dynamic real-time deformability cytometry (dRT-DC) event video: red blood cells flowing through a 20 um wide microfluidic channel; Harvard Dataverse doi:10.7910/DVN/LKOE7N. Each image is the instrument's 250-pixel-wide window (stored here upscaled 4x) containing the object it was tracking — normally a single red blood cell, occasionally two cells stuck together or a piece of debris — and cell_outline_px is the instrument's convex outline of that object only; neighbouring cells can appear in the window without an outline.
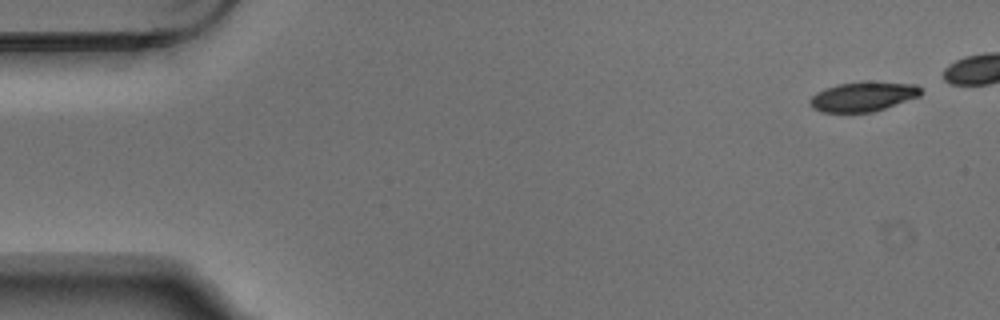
{"species": "Egyptian fruit bat (a non-hibernating species)", "species_latin": "Rousettus aegyptiacus", "temperature_condition": "warm", "stored_images_in_passage": 3, "camera_frame_rate_fps": 3000, "um_per_image_px": 0.085, "animal": {"sex": "male"}, "frame": {"image": 1, "passage_image": 1, "time_ms": 0.0, "image_size_px": [1000, 320], "cell_outline_px": [[924, 92], [920, 96], [872, 112], [820, 112], [812, 108], [808, 100], [816, 92], [824, 88], [836, 84], [860, 80], [864, 80], [916, 84]], "centroid_in_image_um": [73.34, 8.18], "position_along_channel_um": 11.7, "area_um2": 19.59}}